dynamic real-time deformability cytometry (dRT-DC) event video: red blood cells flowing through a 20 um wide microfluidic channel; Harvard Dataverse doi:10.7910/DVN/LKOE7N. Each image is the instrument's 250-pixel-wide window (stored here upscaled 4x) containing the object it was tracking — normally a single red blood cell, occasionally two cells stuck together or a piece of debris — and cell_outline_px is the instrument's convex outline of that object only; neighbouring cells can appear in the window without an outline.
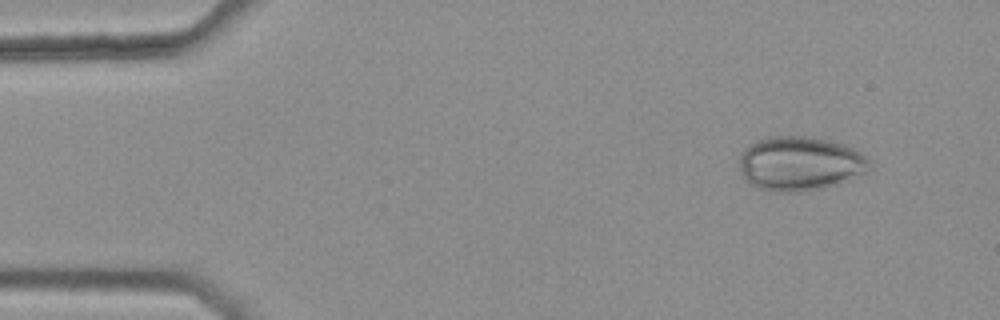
{"species": "common noctule bat (a hibernating species)", "species_latin": "Nyctalus noctula", "temperature_condition": "warm", "stored_images_in_passage": 6, "camera_frame_rate_fps": 3000, "um_per_image_px": 0.085, "animal": {"sex": "female", "body_mass_g": 25.1}, "frame": {"image": 1, "passage_image": 1, "time_ms": 0.0, "image_size_px": [1000, 320], "cell_outline_px": [[868, 164], [864, 172], [848, 180], [836, 184], [820, 188], [800, 192], [780, 192], [760, 188], [752, 184], [744, 176], [740, 168], [740, 156], [744, 148], [756, 140], [768, 136], [808, 136], [828, 140], [844, 144], [860, 152], [868, 160]], "centroid_in_image_um": [67.96, 13.88], "position_along_channel_um": 17.0, "area_um2": 40.63}}
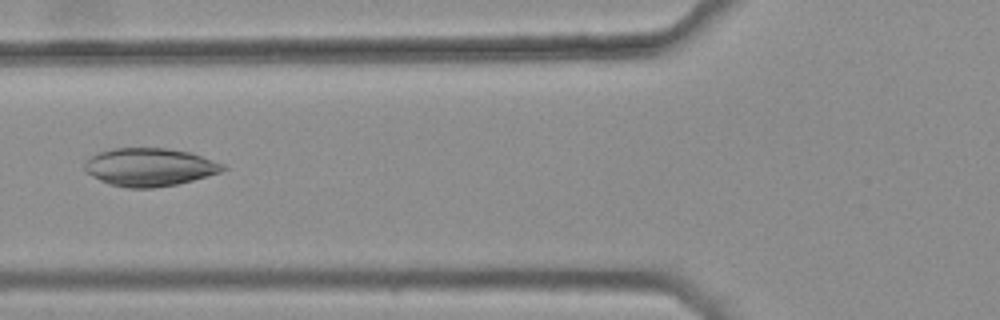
{"frame": {"image": 2, "passage_image": 5, "time_ms": 1.333, "image_size_px": [1000, 320], "cell_outline_px": [[228, 168], [220, 172], [208, 176], [176, 184], [152, 188], [124, 188], [108, 184], [84, 172], [84, 160], [100, 152], [112, 148], [168, 148], [192, 152], [224, 164]], "centroid_in_image_um": [12.7, 14.2], "position_along_channel_um": 113.1, "area_um2": 30.92}}
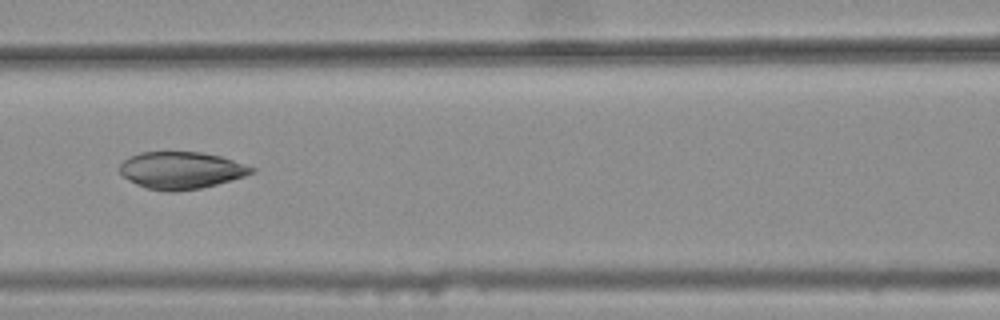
{"frame": {"image": 3, "passage_image": 6, "time_ms": 1.667, "image_size_px": [1000, 320], "cell_outline_px": [[256, 172], [232, 180], [200, 188], [176, 192], [168, 192], [144, 188], [136, 184], [124, 176], [120, 172], [120, 164], [124, 160], [140, 152], [200, 152], [220, 156], [256, 168]], "centroid_in_image_um": [15.41, 14.48], "position_along_channel_um": 151.2, "area_um2": 28.44}}